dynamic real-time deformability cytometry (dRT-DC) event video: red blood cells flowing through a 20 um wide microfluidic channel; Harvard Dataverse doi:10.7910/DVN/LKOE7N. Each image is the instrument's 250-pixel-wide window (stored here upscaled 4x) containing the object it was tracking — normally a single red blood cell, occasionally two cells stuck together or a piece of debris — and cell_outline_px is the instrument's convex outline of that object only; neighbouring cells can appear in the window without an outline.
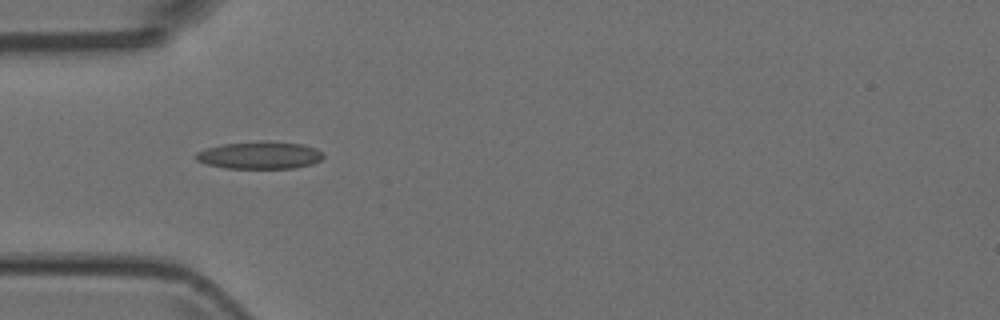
{"species": "Egyptian fruit bat (a non-hibernating species)", "species_latin": "Rousettus aegyptiacus", "temperature_condition": "room temperature", "stored_images_in_passage": 5, "camera_frame_rate_fps": 3000, "um_per_image_px": 0.085, "animal": {"sex": "female"}, "frame": {"image": 1, "passage_image": 3, "time_ms": 0.667, "image_size_px": [1000, 320], "cell_outline_px": [[324, 156], [320, 160], [312, 164], [292, 168], [228, 168], [208, 164], [196, 160], [196, 152], [208, 148], [224, 144], [260, 140], [264, 140], [304, 144], [316, 148]], "centroid_in_image_um": [22.11, 13.18], "position_along_channel_um": 62.9, "area_um2": 20.29}}
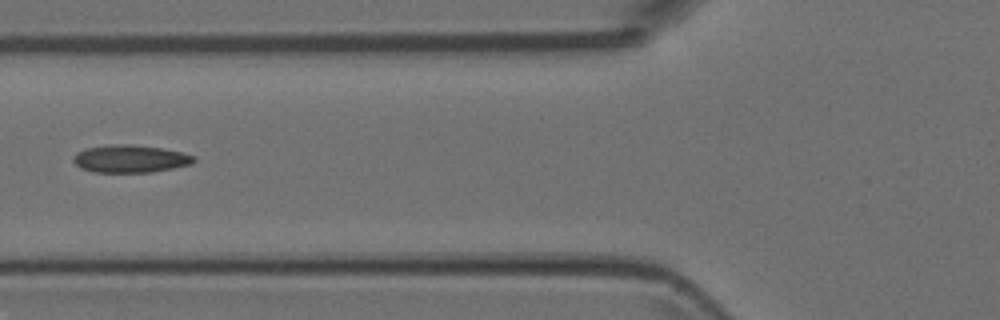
{"frame": {"image": 2, "passage_image": 4, "time_ms": 1.0, "image_size_px": [1000, 320], "cell_outline_px": [[196, 160], [192, 164], [152, 172], [92, 172], [80, 168], [72, 160], [72, 156], [76, 152], [84, 148], [112, 144], [132, 144], [160, 148], [180, 152], [196, 156]], "centroid_in_image_um": [11.03, 13.49], "position_along_channel_um": 114.8, "area_um2": 19.54}}
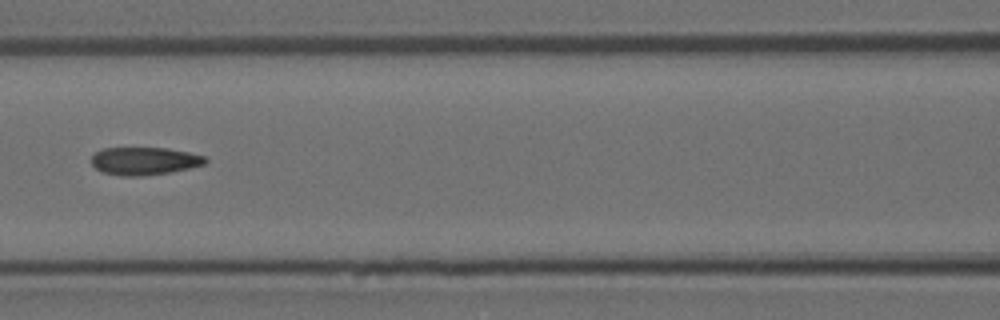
{"frame": {"image": 3, "passage_image": 5, "time_ms": 1.333, "image_size_px": [1000, 320], "cell_outline_px": [[208, 160], [204, 164], [188, 168], [168, 172], [140, 176], [120, 176], [104, 172], [96, 168], [92, 164], [92, 156], [100, 148], [168, 148], [208, 156]], "centroid_in_image_um": [12.28, 13.67], "position_along_channel_um": 154.3, "area_um2": 18.38}}